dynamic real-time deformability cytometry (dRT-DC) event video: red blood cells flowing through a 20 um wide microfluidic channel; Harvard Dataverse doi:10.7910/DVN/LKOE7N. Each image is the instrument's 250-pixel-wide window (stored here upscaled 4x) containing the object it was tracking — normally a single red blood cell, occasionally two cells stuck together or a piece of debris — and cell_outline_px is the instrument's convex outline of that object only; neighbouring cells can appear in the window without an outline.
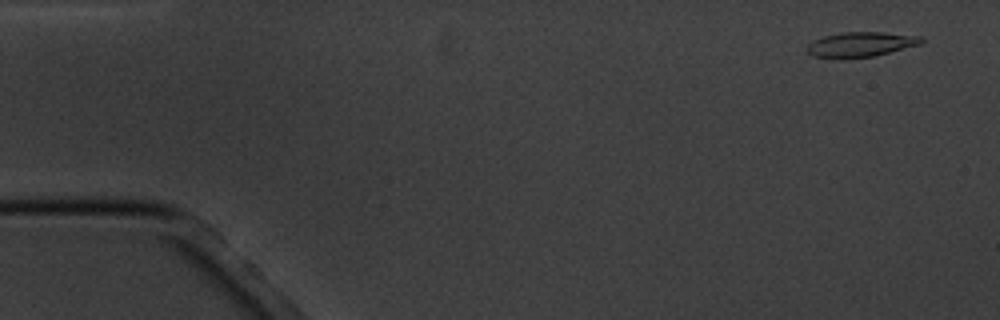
{"species": "common noctule bat (a hibernating species)", "species_latin": "Nyctalus noctula", "temperature_condition": "cold", "stored_images_in_passage": 4, "camera_frame_rate_fps": 3000, "um_per_image_px": 0.085, "animal": {"sex": "male", "body_mass_g": 20.1, "forearm_length_mm": 53.5}, "frame": {"image": 1, "passage_image": 1, "time_ms": 0.0, "image_size_px": [1000, 320], "cell_outline_px": [[924, 40], [920, 44], [872, 56], [812, 56], [808, 52], [808, 44], [824, 36], [844, 32], [880, 32], [924, 36]], "centroid_in_image_um": [73.24, 3.73], "position_along_channel_um": 11.8, "area_um2": 15.72}}